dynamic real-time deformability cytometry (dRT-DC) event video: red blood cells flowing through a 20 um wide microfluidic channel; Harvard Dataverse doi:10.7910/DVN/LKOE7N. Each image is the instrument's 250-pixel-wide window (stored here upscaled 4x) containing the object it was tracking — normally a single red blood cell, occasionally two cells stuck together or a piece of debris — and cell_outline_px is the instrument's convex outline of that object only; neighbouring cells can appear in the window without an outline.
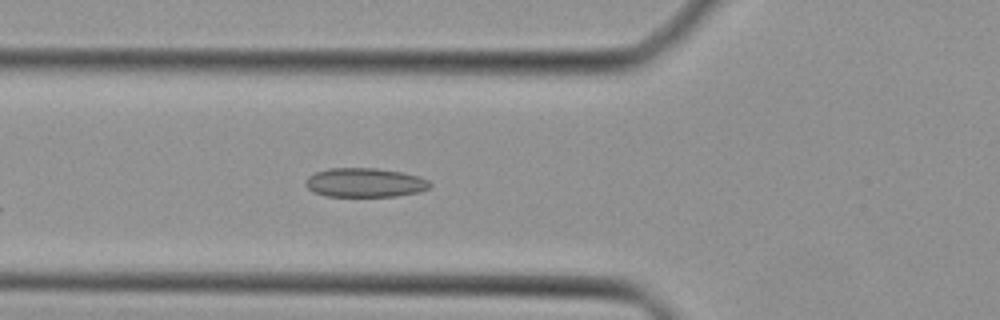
{"species": "Egyptian fruit bat (a non-hibernating species)", "species_latin": "Rousettus aegyptiacus", "temperature_condition": "cold", "stored_images_in_passage": 15, "camera_frame_rate_fps": 3000, "um_per_image_px": 0.085, "animal": {"sex": "female"}, "frame": {"image": 1, "passage_image": 4, "time_ms": 1.0, "image_size_px": [1000, 320], "cell_outline_px": [[432, 184], [428, 188], [420, 192], [396, 196], [324, 196], [312, 192], [304, 184], [304, 180], [308, 176], [316, 172], [328, 168], [376, 168], [400, 172], [416, 176], [428, 180]], "centroid_in_image_um": [30.96, 15.52], "position_along_channel_um": 94.8, "area_um2": 21.15}}
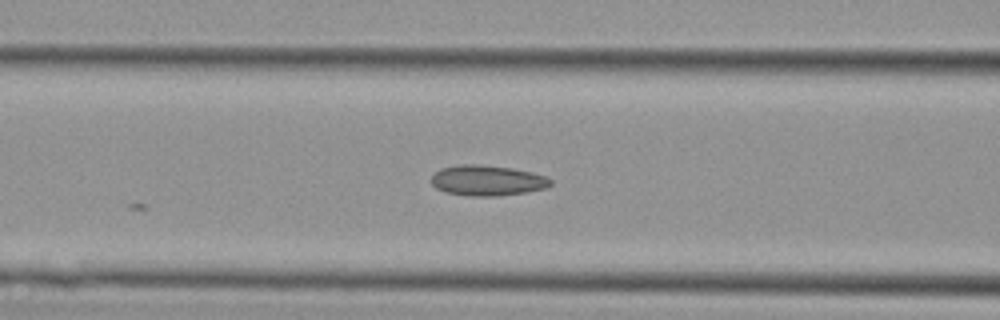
{"frame": {"image": 2, "passage_image": 6, "time_ms": 1.667, "image_size_px": [1000, 320], "cell_outline_px": [[552, 184], [544, 188], [524, 192], [496, 196], [468, 196], [444, 192], [436, 188], [432, 184], [432, 176], [440, 168], [460, 164], [476, 164], [512, 168], [532, 172], [544, 176], [552, 180]], "centroid_in_image_um": [41.39, 15.34], "position_along_channel_um": 125.2, "area_um2": 21.1}}
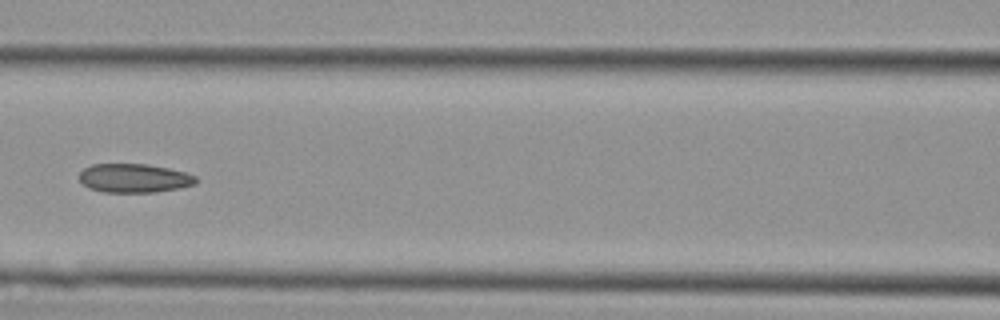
{"frame": {"image": 3, "passage_image": 8, "time_ms": 2.333, "image_size_px": [1000, 320], "cell_outline_px": [[196, 184], [180, 188], [156, 192], [104, 192], [88, 188], [80, 180], [80, 172], [84, 168], [92, 164], [148, 164], [168, 168], [184, 172], [196, 176]], "centroid_in_image_um": [11.4, 15.14], "position_along_channel_um": 155.2, "area_um2": 19.59}}